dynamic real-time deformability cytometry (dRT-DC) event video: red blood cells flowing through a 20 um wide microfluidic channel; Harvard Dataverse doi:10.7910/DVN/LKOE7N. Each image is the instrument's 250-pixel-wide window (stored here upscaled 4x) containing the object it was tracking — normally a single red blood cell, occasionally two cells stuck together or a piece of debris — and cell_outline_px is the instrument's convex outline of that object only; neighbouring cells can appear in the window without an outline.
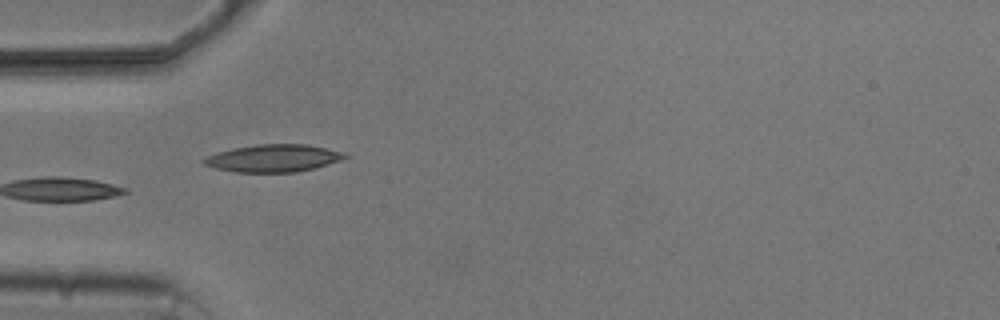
{"species": "common noctule bat (a hibernating species)", "species_latin": "Nyctalus noctula", "temperature_condition": "cold", "stored_images_in_passage": 10, "camera_frame_rate_fps": 3000, "um_per_image_px": 0.085, "animal": {"sex": "male", "body_mass_g": 20.5, "forearm_length_mm": 52.5}, "frame": {"image": 1, "passage_image": 5, "time_ms": 4.667, "image_size_px": [1000, 320], "cell_outline_px": [[352, 156], [316, 168], [296, 172], [236, 172], [216, 168], [204, 164], [200, 160], [216, 152], [232, 148], [256, 144], [308, 144], [348, 152]], "centroid_in_image_um": [23.3, 13.43], "position_along_channel_um": 61.7, "area_um2": 22.89}}
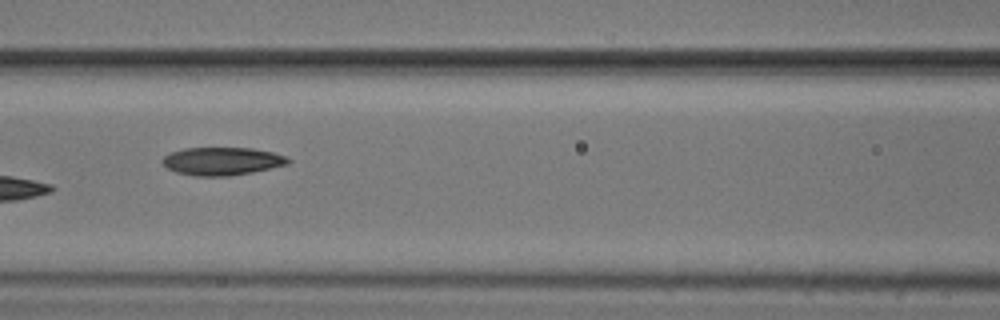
{"frame": {"image": 2, "passage_image": 7, "time_ms": 7.0, "image_size_px": [1000, 320], "cell_outline_px": [[292, 160], [288, 164], [252, 172], [228, 176], [192, 176], [176, 172], [168, 168], [160, 160], [164, 156], [172, 152], [184, 148], [252, 148], [272, 152], [288, 156]], "centroid_in_image_um": [18.89, 13.7], "position_along_channel_um": 147.7, "area_um2": 20.52}}
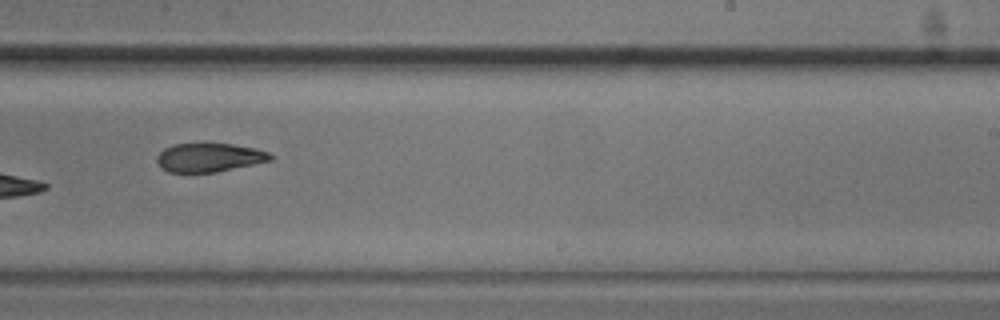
{"frame": {"image": 3, "passage_image": 10, "time_ms": 10.333, "image_size_px": [1000, 320], "cell_outline_px": [[276, 156], [272, 160], [216, 172], [168, 172], [160, 168], [156, 160], [156, 156], [164, 148], [172, 144], [232, 144], [256, 148], [268, 152]], "centroid_in_image_um": [17.78, 13.39], "position_along_channel_um": 271.2, "area_um2": 19.07}}